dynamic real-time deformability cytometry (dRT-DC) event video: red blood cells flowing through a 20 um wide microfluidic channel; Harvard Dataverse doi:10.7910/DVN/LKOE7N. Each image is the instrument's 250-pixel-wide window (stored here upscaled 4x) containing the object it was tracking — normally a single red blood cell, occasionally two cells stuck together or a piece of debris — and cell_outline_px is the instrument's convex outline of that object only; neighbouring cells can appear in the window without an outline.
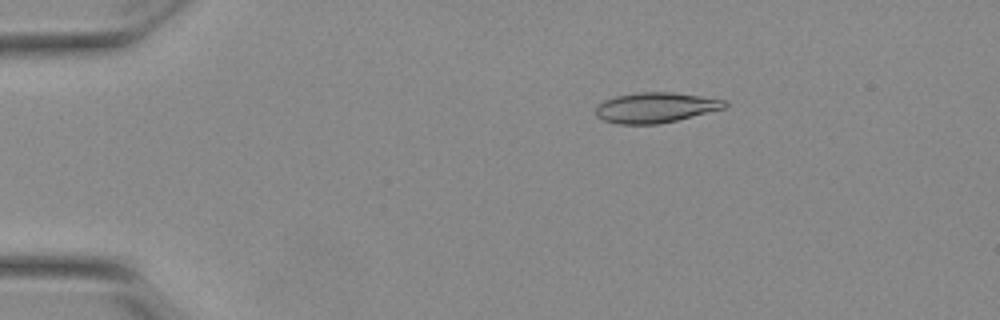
{"species": "Egyptian fruit bat (a non-hibernating species)", "species_latin": "Rousettus aegyptiacus", "temperature_condition": "warm", "stored_images_in_passage": 47, "camera_frame_rate_fps": 3000, "um_per_image_px": 0.085, "animal": {"sex": "female"}, "frame": {"image": 1, "passage_image": 10, "time_ms": 3.0, "image_size_px": [1000, 320], "cell_outline_px": [[728, 104], [724, 108], [676, 120], [656, 124], [616, 124], [604, 120], [596, 116], [596, 104], [604, 100], [616, 96], [640, 92], [672, 92], [700, 96], [724, 100]], "centroid_in_image_um": [55.67, 9.14], "position_along_channel_um": 29.3, "area_um2": 22.54}}
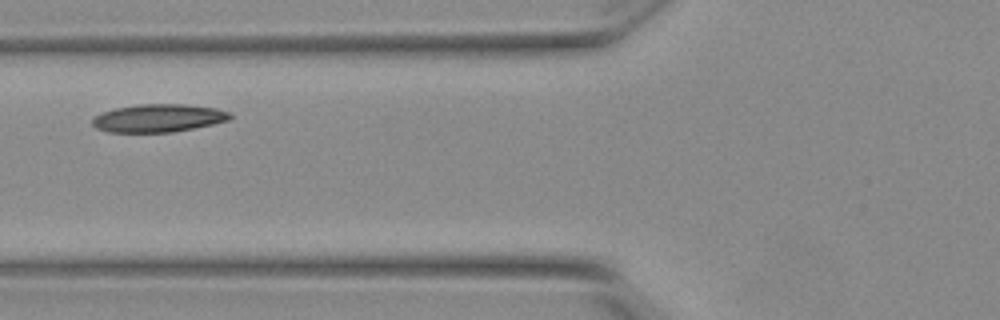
{"frame": {"image": 2, "passage_image": 22, "time_ms": 7.0, "image_size_px": [1000, 320], "cell_outline_px": [[232, 116], [228, 120], [212, 124], [172, 132], [108, 132], [96, 128], [92, 124], [92, 116], [100, 112], [116, 108], [136, 104], [184, 104], [216, 108], [228, 112]], "centroid_in_image_um": [13.4, 10.03], "position_along_channel_um": 112.4, "area_um2": 22.43}}
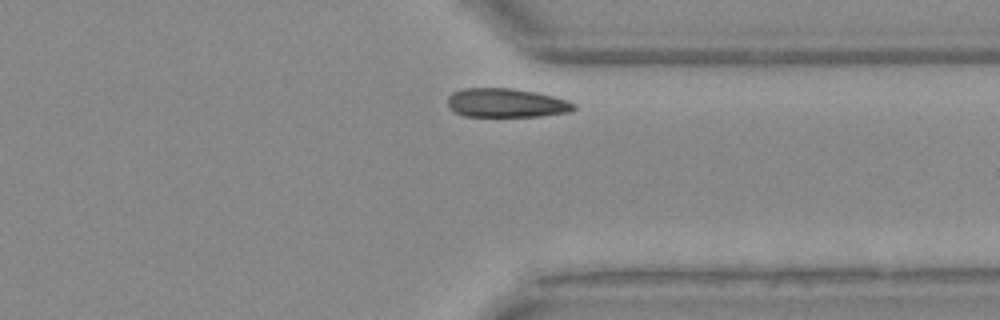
{"frame": {"image": 3, "passage_image": 44, "time_ms": 14.333, "image_size_px": [1000, 320], "cell_outline_px": [[576, 108], [568, 112], [540, 116], [464, 116], [456, 112], [448, 104], [448, 96], [452, 92], [464, 88], [512, 88], [536, 92], [568, 100], [576, 104]], "centroid_in_image_um": [43.05, 8.74], "position_along_channel_um": 368.4, "area_um2": 21.21}, "authors_computed_cell_mechanics": {"area_um2": 22.542, "velocity_mm_per_s": 3.4905, "shape_relaxation_time_tau1_ms": 2.0185, "shape_relaxation_time_tau2_ms": null, "deformation_change_tau1": 0.0414, "deformation_change_tau2": null}}